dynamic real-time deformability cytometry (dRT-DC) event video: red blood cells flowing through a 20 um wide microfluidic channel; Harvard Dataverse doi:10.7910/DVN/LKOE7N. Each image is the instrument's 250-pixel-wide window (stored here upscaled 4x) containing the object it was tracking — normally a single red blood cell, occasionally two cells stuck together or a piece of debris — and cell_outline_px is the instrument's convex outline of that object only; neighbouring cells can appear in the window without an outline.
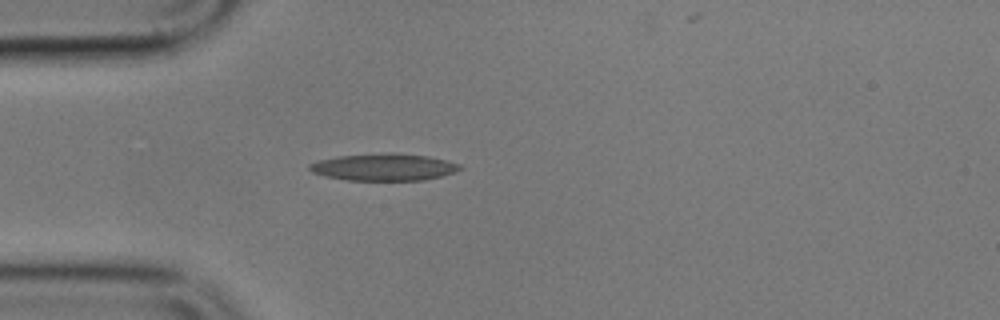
{"species": "common noctule bat (a hibernating species)", "species_latin": "Nyctalus noctula", "temperature_condition": "cold", "stored_images_in_passage": 1, "camera_frame_rate_fps": 3000, "um_per_image_px": 0.085, "animal": {"sex": "male", "body_mass_g": 17.9}, "frame": {"image": 1, "passage_image": 1, "time_ms": 0.0, "image_size_px": [1000, 320], "cell_outline_px": [[464, 168], [440, 176], [424, 180], [348, 180], [324, 176], [312, 172], [308, 168], [308, 164], [316, 160], [336, 156], [392, 152], [428, 156], [448, 160], [460, 164]], "centroid_in_image_um": [32.6, 14.19], "position_along_channel_um": 52.4, "area_um2": 23.87}}